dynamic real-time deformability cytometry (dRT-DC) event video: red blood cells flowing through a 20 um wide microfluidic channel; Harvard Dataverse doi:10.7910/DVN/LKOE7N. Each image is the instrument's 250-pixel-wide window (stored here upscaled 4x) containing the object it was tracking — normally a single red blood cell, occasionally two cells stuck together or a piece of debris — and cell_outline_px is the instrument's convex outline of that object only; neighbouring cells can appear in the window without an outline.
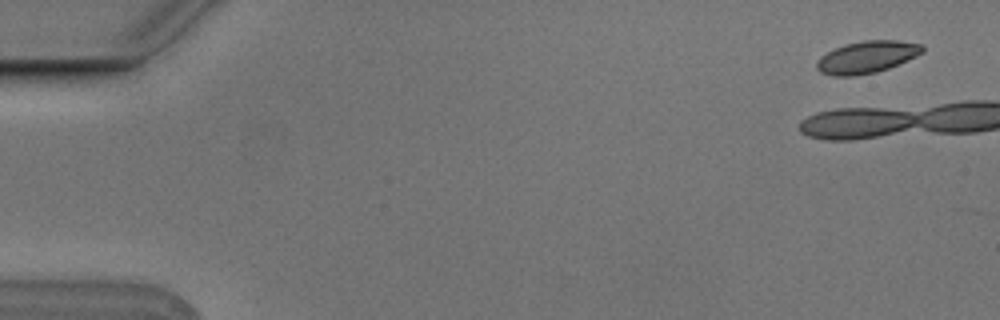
{"species": "Egyptian fruit bat (a non-hibernating species)", "species_latin": "Rousettus aegyptiacus", "temperature_condition": "cold", "stored_images_in_passage": 14, "camera_frame_rate_fps": 3000, "um_per_image_px": 0.085, "animal": {"sex": "male"}, "frame": {"image": 1, "passage_image": 3, "time_ms": 0.667, "image_size_px": [1000, 320], "cell_outline_px": [[924, 52], [916, 56], [888, 68], [876, 72], [852, 76], [832, 76], [820, 72], [816, 68], [816, 64], [820, 56], [844, 44], [864, 40], [896, 40], [924, 44]], "centroid_in_image_um": [73.69, 4.84], "position_along_channel_um": 11.3, "area_um2": 19.77}}